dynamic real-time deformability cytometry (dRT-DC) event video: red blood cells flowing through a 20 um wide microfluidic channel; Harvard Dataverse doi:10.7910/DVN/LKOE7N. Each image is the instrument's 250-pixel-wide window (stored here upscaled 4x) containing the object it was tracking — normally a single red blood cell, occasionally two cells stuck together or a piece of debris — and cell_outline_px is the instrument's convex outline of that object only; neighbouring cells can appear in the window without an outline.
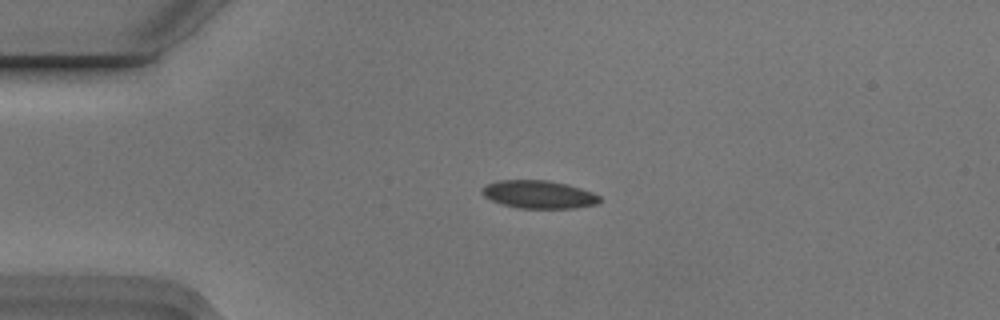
{"species": "Egyptian fruit bat (a non-hibernating species)", "species_latin": "Rousettus aegyptiacus", "temperature_condition": "cold", "stored_images_in_passage": 4, "camera_frame_rate_fps": 3000, "um_per_image_px": 0.085, "animal": {"sex": "male"}, "frame": {"image": 1, "passage_image": 3, "time_ms": 0.667, "image_size_px": [1000, 320], "cell_outline_px": [[600, 200], [596, 204], [576, 208], [516, 208], [492, 200], [484, 196], [480, 192], [480, 188], [488, 184], [500, 180], [548, 180], [568, 184], [592, 192], [600, 196]], "centroid_in_image_um": [45.79, 16.52], "position_along_channel_um": 39.2, "area_um2": 19.13}}